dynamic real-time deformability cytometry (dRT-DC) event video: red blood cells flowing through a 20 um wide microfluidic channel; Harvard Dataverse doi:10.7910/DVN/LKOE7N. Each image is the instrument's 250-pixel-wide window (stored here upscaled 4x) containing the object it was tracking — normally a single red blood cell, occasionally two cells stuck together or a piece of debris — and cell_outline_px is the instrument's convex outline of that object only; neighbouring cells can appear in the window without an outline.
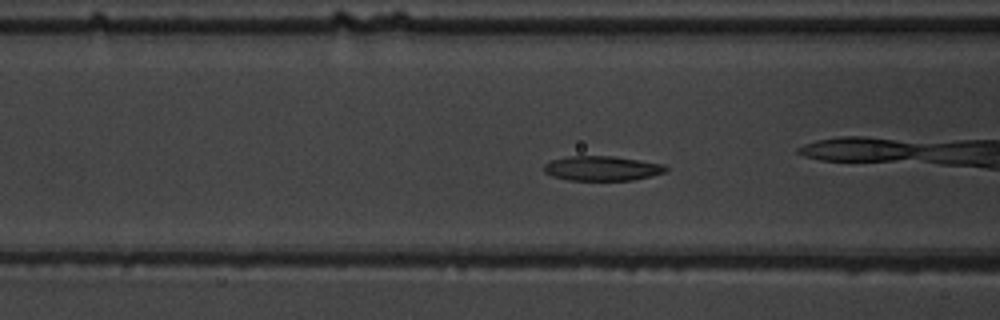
{"species": "common noctule bat (a hibernating species)", "species_latin": "Nyctalus noctula", "temperature_condition": "warm", "stored_images_in_passage": 49, "camera_frame_rate_fps": 3000, "um_per_image_px": 0.085, "animal": {"sex": "male", "body_mass_g": 19.5, "forearm_length_mm": 54.6}, "frame": {"image": 1, "passage_image": 15, "time_ms": 4.667, "image_size_px": [1000, 320], "cell_outline_px": [[668, 172], [652, 176], [632, 180], [568, 180], [552, 176], [544, 172], [544, 164], [552, 160], [568, 156], [616, 156], [664, 164], [668, 168]], "centroid_in_image_um": [51.21, 14.31], "position_along_channel_um": 115.4, "area_um2": 17.69}, "authors_computed_cell_mechanics": {"area_um2": 17.3978, "velocity_mm_per_s": 3.6659, "shape_relaxation_time_tau1_ms": 3.8293, "shape_relaxation_time_tau2_ms": 2.1939, "deformation_change_tau1": 0.1379, "deformation_change_tau2": 0.073}}